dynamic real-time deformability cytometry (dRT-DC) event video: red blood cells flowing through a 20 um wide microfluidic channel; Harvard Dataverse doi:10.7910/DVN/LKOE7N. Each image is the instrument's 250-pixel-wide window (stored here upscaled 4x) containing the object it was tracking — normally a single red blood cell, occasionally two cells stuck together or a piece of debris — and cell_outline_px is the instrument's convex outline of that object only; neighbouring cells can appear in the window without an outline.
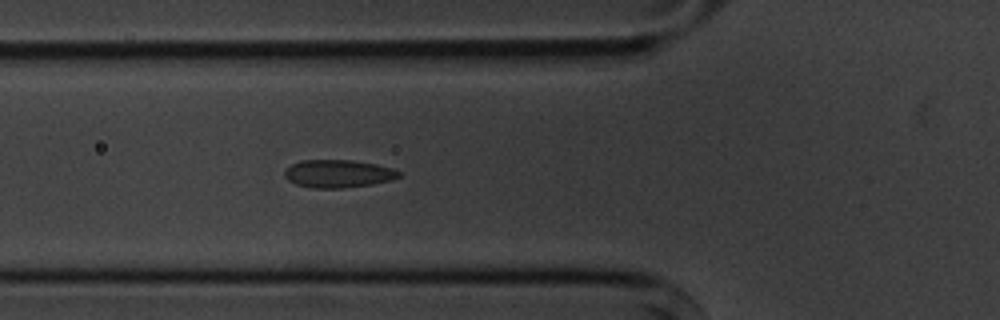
{"species": "common noctule bat (a hibernating species)", "species_latin": "Nyctalus noctula", "temperature_condition": "cold", "stored_images_in_passage": 5, "camera_frame_rate_fps": 3000, "um_per_image_px": 0.085, "animal": {"sex": "male", "body_mass_g": 20.1, "forearm_length_mm": 53.5}, "frame": {"image": 1, "passage_image": 5, "time_ms": 5.333, "image_size_px": [1000, 320], "cell_outline_px": [[400, 176], [392, 180], [372, 184], [340, 188], [312, 188], [296, 184], [288, 180], [284, 176], [284, 172], [292, 164], [300, 160], [352, 160], [376, 164], [392, 168], [400, 172]], "centroid_in_image_um": [28.74, 14.76], "position_along_channel_um": 97.1, "area_um2": 18.5}}